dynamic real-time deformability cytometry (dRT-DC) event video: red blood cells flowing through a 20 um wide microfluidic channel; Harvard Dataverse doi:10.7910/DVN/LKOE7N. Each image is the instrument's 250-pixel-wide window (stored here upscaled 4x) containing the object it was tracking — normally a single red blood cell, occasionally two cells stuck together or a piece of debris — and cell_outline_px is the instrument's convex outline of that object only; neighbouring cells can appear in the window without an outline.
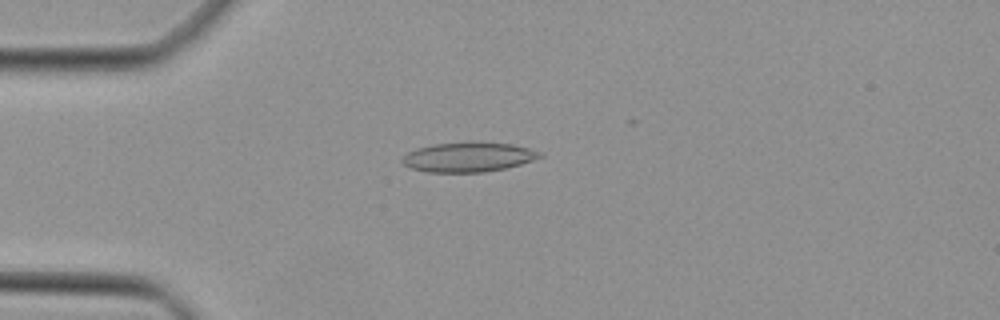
{"species": "Egyptian fruit bat (a non-hibernating species)", "species_latin": "Rousettus aegyptiacus", "temperature_condition": "cold", "stored_images_in_passage": 33, "camera_frame_rate_fps": 3000, "um_per_image_px": 0.085, "animal": {"sex": "female"}, "frame": {"image": 1, "passage_image": 12, "time_ms": 3.667, "image_size_px": [1000, 320], "cell_outline_px": [[544, 156], [508, 168], [484, 172], [428, 172], [412, 168], [404, 164], [400, 160], [408, 152], [416, 148], [432, 144], [472, 140], [512, 144], [544, 152]], "centroid_in_image_um": [39.84, 13.32], "position_along_channel_um": 45.2, "area_um2": 24.28}}
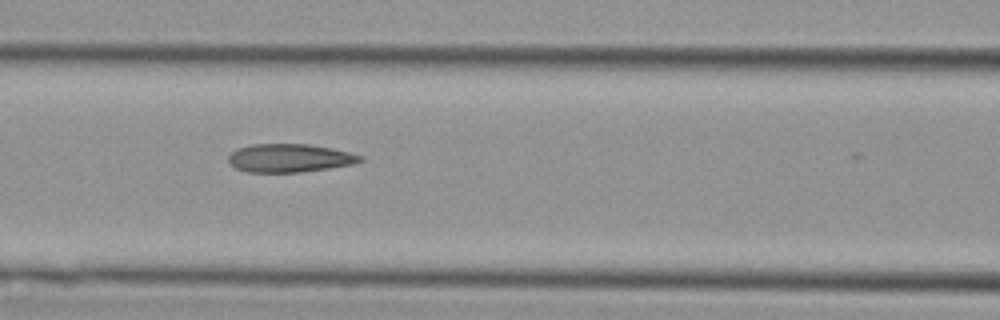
{"frame": {"image": 2, "passage_image": 20, "time_ms": 6.333, "image_size_px": [1000, 320], "cell_outline_px": [[364, 160], [352, 164], [328, 168], [300, 172], [244, 172], [236, 168], [228, 160], [228, 156], [232, 152], [240, 148], [252, 144], [308, 144], [332, 148], [364, 156]], "centroid_in_image_um": [24.63, 13.43], "position_along_channel_um": 142.0, "area_um2": 21.62}}
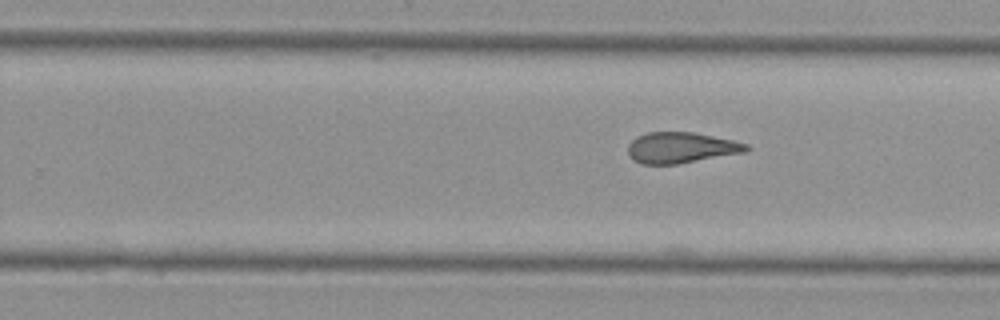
{"frame": {"image": 3, "passage_image": 29, "time_ms": 9.333, "image_size_px": [1000, 320], "cell_outline_px": [[752, 148], [748, 152], [676, 164], [644, 164], [632, 160], [628, 152], [628, 144], [636, 136], [648, 132], [692, 132], [732, 140], [748, 144]], "centroid_in_image_um": [57.91, 12.55], "position_along_channel_um": 271.9, "area_um2": 21.39}}